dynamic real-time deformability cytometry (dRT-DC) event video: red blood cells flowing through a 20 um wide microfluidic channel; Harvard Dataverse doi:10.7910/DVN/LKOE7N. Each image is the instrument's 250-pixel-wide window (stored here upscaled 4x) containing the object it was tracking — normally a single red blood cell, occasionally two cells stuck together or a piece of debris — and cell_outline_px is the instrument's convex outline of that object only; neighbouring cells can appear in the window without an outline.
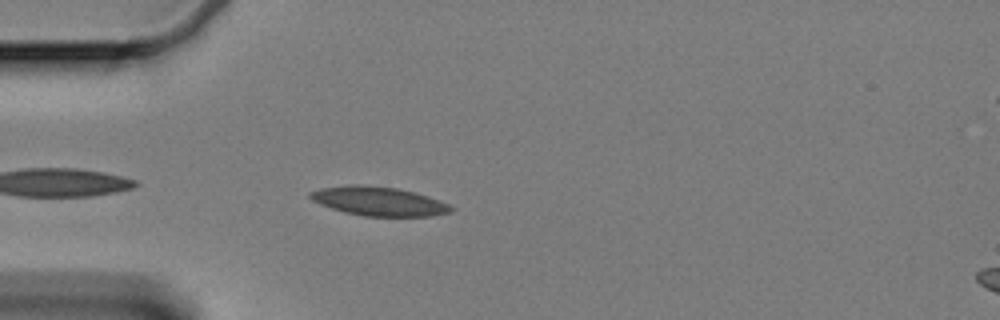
{"species": "Egyptian fruit bat (a non-hibernating species)", "species_latin": "Rousettus aegyptiacus", "temperature_condition": "cold", "stored_images_in_passage": 46, "camera_frame_rate_fps": 3000, "um_per_image_px": 0.085, "animal": {"sex": "female"}, "frame": {"image": 1, "passage_image": 3, "time_ms": 0.667, "image_size_px": [1000, 320], "cell_outline_px": [[456, 208], [452, 212], [432, 216], [364, 216], [344, 212], [320, 204], [312, 200], [308, 196], [308, 192], [320, 188], [352, 184], [360, 184], [396, 188], [416, 192], [440, 200]], "centroid_in_image_um": [32.21, 17.1], "position_along_channel_um": 52.8, "area_um2": 23.99}}
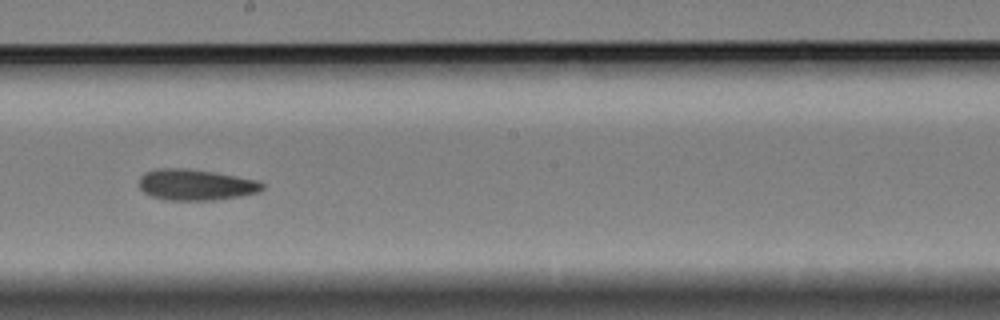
{"frame": {"image": 2, "passage_image": 20, "time_ms": 6.333, "image_size_px": [1000, 320], "cell_outline_px": [[264, 188], [260, 192], [240, 196], [216, 200], [164, 200], [152, 196], [144, 192], [140, 188], [140, 176], [144, 172], [152, 168], [188, 168], [212, 172], [256, 180], [264, 184]], "centroid_in_image_um": [16.61, 15.7], "position_along_channel_um": 231.6, "area_um2": 22.37}}
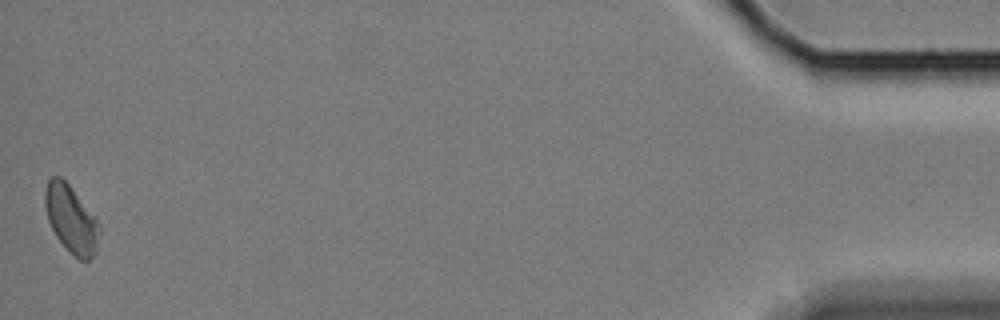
{"frame": {"image": 3, "passage_image": 46, "time_ms": 15.0, "image_size_px": [1000, 320], "cell_outline_px": [[100, 232], [96, 252], [88, 260], [80, 260], [56, 236], [48, 220], [44, 204], [44, 192], [48, 180], [52, 176], [60, 176], [68, 184], [96, 216], [100, 224]], "centroid_in_image_um": [6.06, 18.59], "position_along_channel_um": 429.1, "area_um2": 21.21}, "authors_computed_cell_mechanics": {"area_um2": 21.9351, "velocity_mm_per_s": 3.3089, "shape_relaxation_time_tau1_ms": null, "shape_relaxation_time_tau2_ms": 5.5436, "deformation_change_tau1": null, "deformation_change_tau2": 0.1085}}